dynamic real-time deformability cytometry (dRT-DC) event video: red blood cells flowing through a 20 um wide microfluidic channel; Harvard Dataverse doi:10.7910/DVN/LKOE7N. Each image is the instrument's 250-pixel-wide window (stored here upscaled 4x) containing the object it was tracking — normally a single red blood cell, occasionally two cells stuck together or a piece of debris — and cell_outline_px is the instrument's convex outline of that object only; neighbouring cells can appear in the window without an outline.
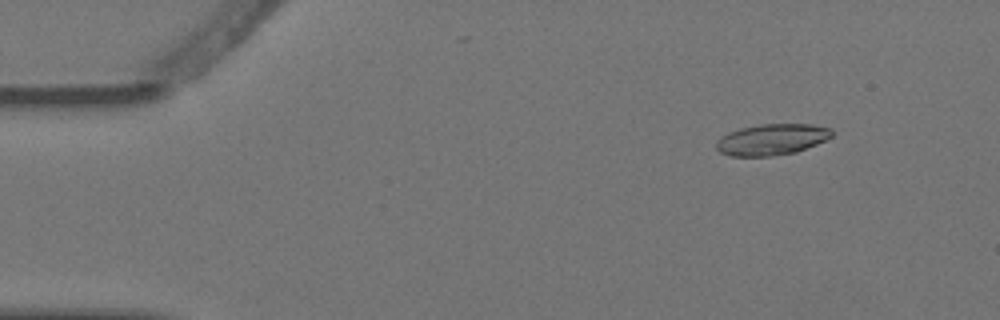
{"species": "Egyptian fruit bat (a non-hibernating species)", "species_latin": "Rousettus aegyptiacus", "temperature_condition": "warm", "stored_images_in_passage": 8, "camera_frame_rate_fps": 3000, "um_per_image_px": 0.085, "animal": {"sex": "female"}, "frame": {"image": 1, "passage_image": 2, "time_ms": 0.333, "image_size_px": [1000, 320], "cell_outline_px": [[832, 136], [816, 144], [796, 152], [772, 156], [732, 156], [720, 152], [716, 148], [716, 140], [728, 132], [740, 128], [760, 124], [812, 124], [832, 128]], "centroid_in_image_um": [65.59, 11.85], "position_along_channel_um": 19.4, "area_um2": 20.98}}
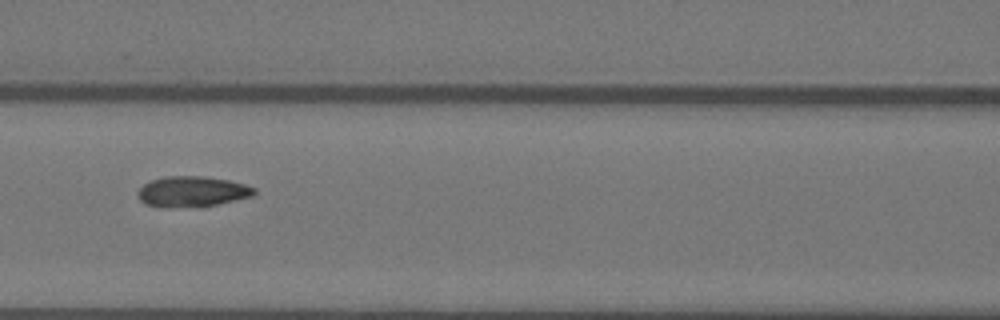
{"frame": {"image": 2, "passage_image": 7, "time_ms": 2.0, "image_size_px": [1000, 320], "cell_outline_px": [[256, 192], [252, 196], [200, 208], [168, 208], [144, 204], [140, 200], [136, 192], [144, 184], [152, 180], [164, 176], [204, 176], [228, 180], [244, 184], [256, 188]], "centroid_in_image_um": [16.31, 16.3], "position_along_channel_um": 150.3, "area_um2": 21.1}}
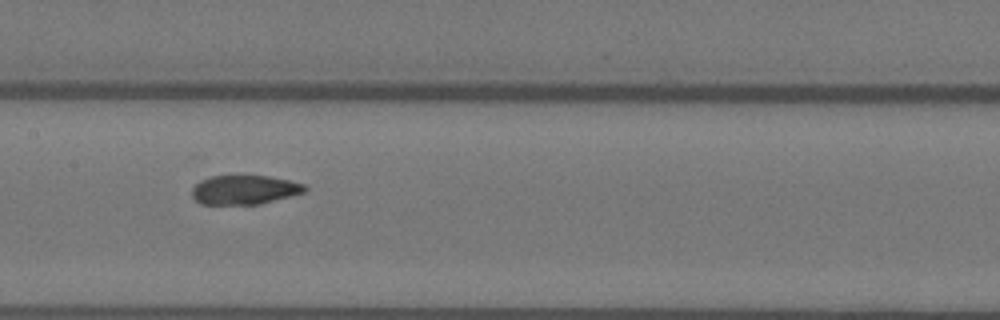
{"frame": {"image": 3, "passage_image": 8, "time_ms": 2.333, "image_size_px": [1000, 320], "cell_outline_px": [[308, 188], [304, 192], [260, 204], [200, 204], [192, 196], [192, 188], [200, 180], [208, 176], [268, 176], [288, 180], [304, 184]], "centroid_in_image_um": [20.75, 16.13], "position_along_channel_um": 186.6, "area_um2": 19.07}}